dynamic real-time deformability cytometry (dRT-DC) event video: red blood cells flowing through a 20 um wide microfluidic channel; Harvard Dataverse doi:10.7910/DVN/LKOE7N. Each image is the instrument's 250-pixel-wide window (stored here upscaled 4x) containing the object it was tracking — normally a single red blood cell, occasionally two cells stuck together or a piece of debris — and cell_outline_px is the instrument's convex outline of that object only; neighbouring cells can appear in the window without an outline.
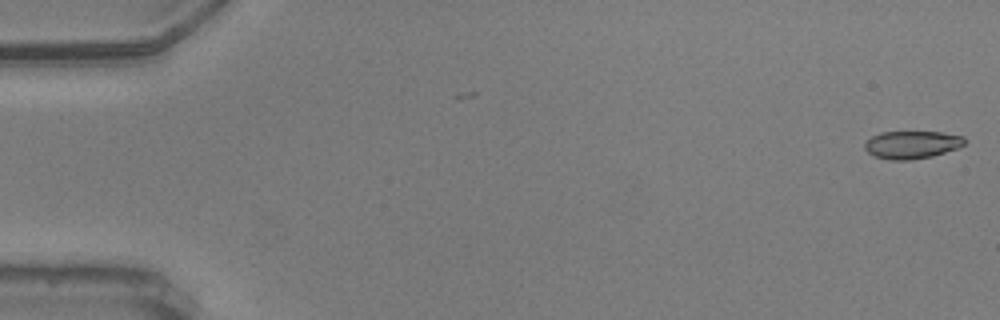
{"species": "common noctule bat (a hibernating species)", "species_latin": "Nyctalus noctula", "temperature_condition": "warm", "stored_images_in_passage": 11, "camera_frame_rate_fps": 3000, "um_per_image_px": 0.085, "animal": {"sex": "male", "body_mass_g": 20.5, "forearm_length_mm": 52.5}, "frame": {"image": 1, "passage_image": 1, "time_ms": 0.0, "image_size_px": [1000, 320], "cell_outline_px": [[964, 144], [960, 148], [932, 156], [912, 160], [888, 160], [876, 156], [868, 152], [864, 148], [864, 144], [872, 136], [880, 132], [940, 132], [964, 136]], "centroid_in_image_um": [77.52, 12.3], "position_along_channel_um": 7.5, "area_um2": 16.18}}